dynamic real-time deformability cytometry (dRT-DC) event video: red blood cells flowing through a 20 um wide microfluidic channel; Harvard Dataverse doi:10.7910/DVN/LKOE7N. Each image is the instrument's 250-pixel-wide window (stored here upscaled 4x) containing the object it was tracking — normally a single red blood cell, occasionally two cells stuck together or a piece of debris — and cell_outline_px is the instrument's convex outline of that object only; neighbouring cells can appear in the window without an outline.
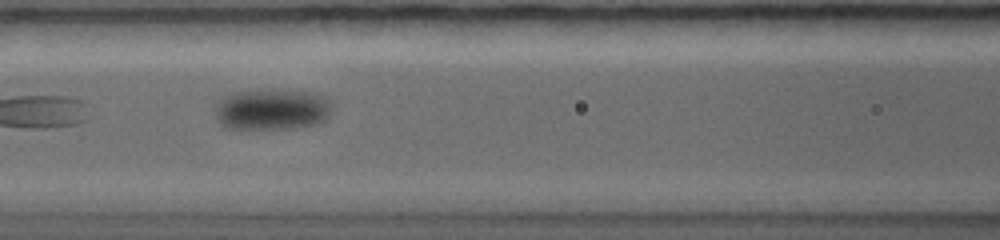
{"species": "common noctule bat (a hibernating species)", "species_latin": "Nyctalus noctula", "temperature_condition": "warm", "stored_images_in_passage": 7, "camera_frame_rate_fps": 5000, "um_per_image_px": 0.085, "animal": {"sex": "female", "body_mass_g": 19.0, "forearm_length_mm": 56.7}, "frame": {"image": 1, "passage_image": 4, "time_ms": 2.0, "image_size_px": [1000, 240], "cell_outline_px": [[328, 116], [324, 120], [316, 124], [296, 128], [224, 128], [216, 120], [216, 108], [228, 96], [240, 92], [308, 92], [320, 96], [328, 100]], "centroid_in_image_um": [23.1, 9.36], "position_along_channel_um": 143.5, "area_um2": 26.41}}